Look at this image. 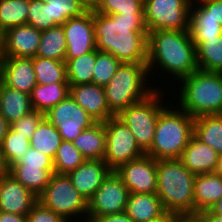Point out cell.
Masks as SVG:
<instances>
[{"label":"cell","mask_w":222,"mask_h":222,"mask_svg":"<svg viewBox=\"0 0 222 222\" xmlns=\"http://www.w3.org/2000/svg\"><path fill=\"white\" fill-rule=\"evenodd\" d=\"M96 49L121 63H147L148 32L144 13L101 14L93 10Z\"/></svg>","instance_id":"obj_1"},{"label":"cell","mask_w":222,"mask_h":222,"mask_svg":"<svg viewBox=\"0 0 222 222\" xmlns=\"http://www.w3.org/2000/svg\"><path fill=\"white\" fill-rule=\"evenodd\" d=\"M147 67L149 74L160 67L158 71L166 73L167 78L173 76L171 79L177 82L196 71V46L190 30H157L148 33Z\"/></svg>","instance_id":"obj_2"},{"label":"cell","mask_w":222,"mask_h":222,"mask_svg":"<svg viewBox=\"0 0 222 222\" xmlns=\"http://www.w3.org/2000/svg\"><path fill=\"white\" fill-rule=\"evenodd\" d=\"M157 191L168 213H195V174L190 172L180 159L156 160Z\"/></svg>","instance_id":"obj_3"},{"label":"cell","mask_w":222,"mask_h":222,"mask_svg":"<svg viewBox=\"0 0 222 222\" xmlns=\"http://www.w3.org/2000/svg\"><path fill=\"white\" fill-rule=\"evenodd\" d=\"M179 83L176 103L194 119L222 115V73L197 69Z\"/></svg>","instance_id":"obj_4"},{"label":"cell","mask_w":222,"mask_h":222,"mask_svg":"<svg viewBox=\"0 0 222 222\" xmlns=\"http://www.w3.org/2000/svg\"><path fill=\"white\" fill-rule=\"evenodd\" d=\"M171 105L161 110L152 145L146 152L155 160L179 159L194 135L195 119L182 108L178 109L177 104L175 107L171 102Z\"/></svg>","instance_id":"obj_5"},{"label":"cell","mask_w":222,"mask_h":222,"mask_svg":"<svg viewBox=\"0 0 222 222\" xmlns=\"http://www.w3.org/2000/svg\"><path fill=\"white\" fill-rule=\"evenodd\" d=\"M149 75L147 63H122L104 87L109 109L117 115L121 110L151 95L157 88L150 85Z\"/></svg>","instance_id":"obj_6"},{"label":"cell","mask_w":222,"mask_h":222,"mask_svg":"<svg viewBox=\"0 0 222 222\" xmlns=\"http://www.w3.org/2000/svg\"><path fill=\"white\" fill-rule=\"evenodd\" d=\"M163 90L157 87L151 95L128 106L116 115L129 128L137 144L145 153L152 145L158 117L166 106V103L162 102V97L165 95L162 94L165 93Z\"/></svg>","instance_id":"obj_7"},{"label":"cell","mask_w":222,"mask_h":222,"mask_svg":"<svg viewBox=\"0 0 222 222\" xmlns=\"http://www.w3.org/2000/svg\"><path fill=\"white\" fill-rule=\"evenodd\" d=\"M38 201L68 222H87L88 201L66 174L53 173Z\"/></svg>","instance_id":"obj_8"},{"label":"cell","mask_w":222,"mask_h":222,"mask_svg":"<svg viewBox=\"0 0 222 222\" xmlns=\"http://www.w3.org/2000/svg\"><path fill=\"white\" fill-rule=\"evenodd\" d=\"M193 0H145L144 22L147 32L190 30V7Z\"/></svg>","instance_id":"obj_9"},{"label":"cell","mask_w":222,"mask_h":222,"mask_svg":"<svg viewBox=\"0 0 222 222\" xmlns=\"http://www.w3.org/2000/svg\"><path fill=\"white\" fill-rule=\"evenodd\" d=\"M105 130L106 147L103 160L112 171L146 154L129 128L116 116L105 121Z\"/></svg>","instance_id":"obj_10"},{"label":"cell","mask_w":222,"mask_h":222,"mask_svg":"<svg viewBox=\"0 0 222 222\" xmlns=\"http://www.w3.org/2000/svg\"><path fill=\"white\" fill-rule=\"evenodd\" d=\"M129 194L121 177L115 171H111L88 200L87 222H94L103 215L124 212Z\"/></svg>","instance_id":"obj_11"},{"label":"cell","mask_w":222,"mask_h":222,"mask_svg":"<svg viewBox=\"0 0 222 222\" xmlns=\"http://www.w3.org/2000/svg\"><path fill=\"white\" fill-rule=\"evenodd\" d=\"M46 119L60 132L62 140L73 142L96 121L70 96L45 113Z\"/></svg>","instance_id":"obj_12"},{"label":"cell","mask_w":222,"mask_h":222,"mask_svg":"<svg viewBox=\"0 0 222 222\" xmlns=\"http://www.w3.org/2000/svg\"><path fill=\"white\" fill-rule=\"evenodd\" d=\"M66 39V57L70 60L96 50L93 10L68 19L62 25Z\"/></svg>","instance_id":"obj_13"},{"label":"cell","mask_w":222,"mask_h":222,"mask_svg":"<svg viewBox=\"0 0 222 222\" xmlns=\"http://www.w3.org/2000/svg\"><path fill=\"white\" fill-rule=\"evenodd\" d=\"M115 172L121 177L129 193H154L157 191L156 160L144 155L121 165Z\"/></svg>","instance_id":"obj_14"},{"label":"cell","mask_w":222,"mask_h":222,"mask_svg":"<svg viewBox=\"0 0 222 222\" xmlns=\"http://www.w3.org/2000/svg\"><path fill=\"white\" fill-rule=\"evenodd\" d=\"M42 31L29 24L14 26L0 35V57H35Z\"/></svg>","instance_id":"obj_15"},{"label":"cell","mask_w":222,"mask_h":222,"mask_svg":"<svg viewBox=\"0 0 222 222\" xmlns=\"http://www.w3.org/2000/svg\"><path fill=\"white\" fill-rule=\"evenodd\" d=\"M0 80L6 86L30 95L36 86L33 57H0Z\"/></svg>","instance_id":"obj_16"},{"label":"cell","mask_w":222,"mask_h":222,"mask_svg":"<svg viewBox=\"0 0 222 222\" xmlns=\"http://www.w3.org/2000/svg\"><path fill=\"white\" fill-rule=\"evenodd\" d=\"M37 201L38 197L10 174L0 179V211L27 215Z\"/></svg>","instance_id":"obj_17"},{"label":"cell","mask_w":222,"mask_h":222,"mask_svg":"<svg viewBox=\"0 0 222 222\" xmlns=\"http://www.w3.org/2000/svg\"><path fill=\"white\" fill-rule=\"evenodd\" d=\"M70 96L96 122H105L116 116L107 104L105 89L94 83L70 86Z\"/></svg>","instance_id":"obj_18"},{"label":"cell","mask_w":222,"mask_h":222,"mask_svg":"<svg viewBox=\"0 0 222 222\" xmlns=\"http://www.w3.org/2000/svg\"><path fill=\"white\" fill-rule=\"evenodd\" d=\"M111 171L104 160H85L67 175L74 188L88 201Z\"/></svg>","instance_id":"obj_19"},{"label":"cell","mask_w":222,"mask_h":222,"mask_svg":"<svg viewBox=\"0 0 222 222\" xmlns=\"http://www.w3.org/2000/svg\"><path fill=\"white\" fill-rule=\"evenodd\" d=\"M219 154L194 135L179 158L183 165L193 174H206L215 171Z\"/></svg>","instance_id":"obj_20"},{"label":"cell","mask_w":222,"mask_h":222,"mask_svg":"<svg viewBox=\"0 0 222 222\" xmlns=\"http://www.w3.org/2000/svg\"><path fill=\"white\" fill-rule=\"evenodd\" d=\"M125 212L134 222H146L163 216L166 210L154 193H130Z\"/></svg>","instance_id":"obj_21"},{"label":"cell","mask_w":222,"mask_h":222,"mask_svg":"<svg viewBox=\"0 0 222 222\" xmlns=\"http://www.w3.org/2000/svg\"><path fill=\"white\" fill-rule=\"evenodd\" d=\"M222 198V178L216 173L198 174L194 183L195 213L209 210Z\"/></svg>","instance_id":"obj_22"},{"label":"cell","mask_w":222,"mask_h":222,"mask_svg":"<svg viewBox=\"0 0 222 222\" xmlns=\"http://www.w3.org/2000/svg\"><path fill=\"white\" fill-rule=\"evenodd\" d=\"M32 110L29 94L6 86L0 80V114L10 125Z\"/></svg>","instance_id":"obj_23"},{"label":"cell","mask_w":222,"mask_h":222,"mask_svg":"<svg viewBox=\"0 0 222 222\" xmlns=\"http://www.w3.org/2000/svg\"><path fill=\"white\" fill-rule=\"evenodd\" d=\"M86 160H103L106 147L105 122H96L73 141Z\"/></svg>","instance_id":"obj_24"},{"label":"cell","mask_w":222,"mask_h":222,"mask_svg":"<svg viewBox=\"0 0 222 222\" xmlns=\"http://www.w3.org/2000/svg\"><path fill=\"white\" fill-rule=\"evenodd\" d=\"M69 94V83L36 84L30 93L32 109L45 114Z\"/></svg>","instance_id":"obj_25"},{"label":"cell","mask_w":222,"mask_h":222,"mask_svg":"<svg viewBox=\"0 0 222 222\" xmlns=\"http://www.w3.org/2000/svg\"><path fill=\"white\" fill-rule=\"evenodd\" d=\"M198 69L222 73V35L207 40H193Z\"/></svg>","instance_id":"obj_26"},{"label":"cell","mask_w":222,"mask_h":222,"mask_svg":"<svg viewBox=\"0 0 222 222\" xmlns=\"http://www.w3.org/2000/svg\"><path fill=\"white\" fill-rule=\"evenodd\" d=\"M53 173L54 169H40L26 165H13L9 169V174L37 197L44 192Z\"/></svg>","instance_id":"obj_27"},{"label":"cell","mask_w":222,"mask_h":222,"mask_svg":"<svg viewBox=\"0 0 222 222\" xmlns=\"http://www.w3.org/2000/svg\"><path fill=\"white\" fill-rule=\"evenodd\" d=\"M194 136L222 155V115H202L195 118Z\"/></svg>","instance_id":"obj_28"},{"label":"cell","mask_w":222,"mask_h":222,"mask_svg":"<svg viewBox=\"0 0 222 222\" xmlns=\"http://www.w3.org/2000/svg\"><path fill=\"white\" fill-rule=\"evenodd\" d=\"M29 141L31 148L54 159L62 137L56 127L44 117Z\"/></svg>","instance_id":"obj_29"},{"label":"cell","mask_w":222,"mask_h":222,"mask_svg":"<svg viewBox=\"0 0 222 222\" xmlns=\"http://www.w3.org/2000/svg\"><path fill=\"white\" fill-rule=\"evenodd\" d=\"M190 32L192 40H207L222 35V25L213 18H205V10L193 0L190 7Z\"/></svg>","instance_id":"obj_30"},{"label":"cell","mask_w":222,"mask_h":222,"mask_svg":"<svg viewBox=\"0 0 222 222\" xmlns=\"http://www.w3.org/2000/svg\"><path fill=\"white\" fill-rule=\"evenodd\" d=\"M36 56L65 61L66 39L62 25L42 31L41 41Z\"/></svg>","instance_id":"obj_31"},{"label":"cell","mask_w":222,"mask_h":222,"mask_svg":"<svg viewBox=\"0 0 222 222\" xmlns=\"http://www.w3.org/2000/svg\"><path fill=\"white\" fill-rule=\"evenodd\" d=\"M36 84L68 83L66 63L55 59L33 57Z\"/></svg>","instance_id":"obj_32"},{"label":"cell","mask_w":222,"mask_h":222,"mask_svg":"<svg viewBox=\"0 0 222 222\" xmlns=\"http://www.w3.org/2000/svg\"><path fill=\"white\" fill-rule=\"evenodd\" d=\"M96 50L65 60L69 86L93 83Z\"/></svg>","instance_id":"obj_33"},{"label":"cell","mask_w":222,"mask_h":222,"mask_svg":"<svg viewBox=\"0 0 222 222\" xmlns=\"http://www.w3.org/2000/svg\"><path fill=\"white\" fill-rule=\"evenodd\" d=\"M29 0H0V35L14 26L27 24Z\"/></svg>","instance_id":"obj_34"},{"label":"cell","mask_w":222,"mask_h":222,"mask_svg":"<svg viewBox=\"0 0 222 222\" xmlns=\"http://www.w3.org/2000/svg\"><path fill=\"white\" fill-rule=\"evenodd\" d=\"M48 4L49 21L54 27L63 25L68 19L78 17L87 12L81 0H42Z\"/></svg>","instance_id":"obj_35"},{"label":"cell","mask_w":222,"mask_h":222,"mask_svg":"<svg viewBox=\"0 0 222 222\" xmlns=\"http://www.w3.org/2000/svg\"><path fill=\"white\" fill-rule=\"evenodd\" d=\"M86 159L74 146L73 142L62 140L53 159L54 172L56 174H68L75 170Z\"/></svg>","instance_id":"obj_36"},{"label":"cell","mask_w":222,"mask_h":222,"mask_svg":"<svg viewBox=\"0 0 222 222\" xmlns=\"http://www.w3.org/2000/svg\"><path fill=\"white\" fill-rule=\"evenodd\" d=\"M1 148L10 169L23 159L30 148V141L10 127L3 139Z\"/></svg>","instance_id":"obj_37"},{"label":"cell","mask_w":222,"mask_h":222,"mask_svg":"<svg viewBox=\"0 0 222 222\" xmlns=\"http://www.w3.org/2000/svg\"><path fill=\"white\" fill-rule=\"evenodd\" d=\"M122 63L111 53L96 49V60L93 69V83L105 87L117 72Z\"/></svg>","instance_id":"obj_38"},{"label":"cell","mask_w":222,"mask_h":222,"mask_svg":"<svg viewBox=\"0 0 222 222\" xmlns=\"http://www.w3.org/2000/svg\"><path fill=\"white\" fill-rule=\"evenodd\" d=\"M94 11L107 15L144 13V4L139 0H102Z\"/></svg>","instance_id":"obj_39"},{"label":"cell","mask_w":222,"mask_h":222,"mask_svg":"<svg viewBox=\"0 0 222 222\" xmlns=\"http://www.w3.org/2000/svg\"><path fill=\"white\" fill-rule=\"evenodd\" d=\"M27 24L38 30L54 27V21H49L48 4L42 0H29Z\"/></svg>","instance_id":"obj_40"},{"label":"cell","mask_w":222,"mask_h":222,"mask_svg":"<svg viewBox=\"0 0 222 222\" xmlns=\"http://www.w3.org/2000/svg\"><path fill=\"white\" fill-rule=\"evenodd\" d=\"M44 117V113L32 110L19 120L11 124L10 127L17 133H20L27 139H30L32 134L37 129L38 124Z\"/></svg>","instance_id":"obj_41"},{"label":"cell","mask_w":222,"mask_h":222,"mask_svg":"<svg viewBox=\"0 0 222 222\" xmlns=\"http://www.w3.org/2000/svg\"><path fill=\"white\" fill-rule=\"evenodd\" d=\"M27 222H68L41 202L37 201L27 214Z\"/></svg>","instance_id":"obj_42"},{"label":"cell","mask_w":222,"mask_h":222,"mask_svg":"<svg viewBox=\"0 0 222 222\" xmlns=\"http://www.w3.org/2000/svg\"><path fill=\"white\" fill-rule=\"evenodd\" d=\"M14 165L39 167L40 169H54L53 159L33 148H29L23 159Z\"/></svg>","instance_id":"obj_43"},{"label":"cell","mask_w":222,"mask_h":222,"mask_svg":"<svg viewBox=\"0 0 222 222\" xmlns=\"http://www.w3.org/2000/svg\"><path fill=\"white\" fill-rule=\"evenodd\" d=\"M195 1L205 10V18H213L222 25V0Z\"/></svg>","instance_id":"obj_44"},{"label":"cell","mask_w":222,"mask_h":222,"mask_svg":"<svg viewBox=\"0 0 222 222\" xmlns=\"http://www.w3.org/2000/svg\"><path fill=\"white\" fill-rule=\"evenodd\" d=\"M94 222H134L127 213L121 212L116 214H107L98 217Z\"/></svg>","instance_id":"obj_45"},{"label":"cell","mask_w":222,"mask_h":222,"mask_svg":"<svg viewBox=\"0 0 222 222\" xmlns=\"http://www.w3.org/2000/svg\"><path fill=\"white\" fill-rule=\"evenodd\" d=\"M175 222H205L204 217L198 213L175 214Z\"/></svg>","instance_id":"obj_46"},{"label":"cell","mask_w":222,"mask_h":222,"mask_svg":"<svg viewBox=\"0 0 222 222\" xmlns=\"http://www.w3.org/2000/svg\"><path fill=\"white\" fill-rule=\"evenodd\" d=\"M0 222H27V215L10 214L0 211Z\"/></svg>","instance_id":"obj_47"},{"label":"cell","mask_w":222,"mask_h":222,"mask_svg":"<svg viewBox=\"0 0 222 222\" xmlns=\"http://www.w3.org/2000/svg\"><path fill=\"white\" fill-rule=\"evenodd\" d=\"M9 174V166L0 145V179Z\"/></svg>","instance_id":"obj_48"},{"label":"cell","mask_w":222,"mask_h":222,"mask_svg":"<svg viewBox=\"0 0 222 222\" xmlns=\"http://www.w3.org/2000/svg\"><path fill=\"white\" fill-rule=\"evenodd\" d=\"M9 128H10V124L0 114V145L2 144L4 137L7 135Z\"/></svg>","instance_id":"obj_49"},{"label":"cell","mask_w":222,"mask_h":222,"mask_svg":"<svg viewBox=\"0 0 222 222\" xmlns=\"http://www.w3.org/2000/svg\"><path fill=\"white\" fill-rule=\"evenodd\" d=\"M203 217L205 222H222V217L211 213L209 210H204L199 212Z\"/></svg>","instance_id":"obj_50"},{"label":"cell","mask_w":222,"mask_h":222,"mask_svg":"<svg viewBox=\"0 0 222 222\" xmlns=\"http://www.w3.org/2000/svg\"><path fill=\"white\" fill-rule=\"evenodd\" d=\"M146 222H175V214L166 212L163 216Z\"/></svg>","instance_id":"obj_51"},{"label":"cell","mask_w":222,"mask_h":222,"mask_svg":"<svg viewBox=\"0 0 222 222\" xmlns=\"http://www.w3.org/2000/svg\"><path fill=\"white\" fill-rule=\"evenodd\" d=\"M82 4L87 8V10H95L102 0H81Z\"/></svg>","instance_id":"obj_52"},{"label":"cell","mask_w":222,"mask_h":222,"mask_svg":"<svg viewBox=\"0 0 222 222\" xmlns=\"http://www.w3.org/2000/svg\"><path fill=\"white\" fill-rule=\"evenodd\" d=\"M209 211L215 215L222 217V198L217 201L210 209Z\"/></svg>","instance_id":"obj_53"},{"label":"cell","mask_w":222,"mask_h":222,"mask_svg":"<svg viewBox=\"0 0 222 222\" xmlns=\"http://www.w3.org/2000/svg\"><path fill=\"white\" fill-rule=\"evenodd\" d=\"M214 173H216L222 178V155H219Z\"/></svg>","instance_id":"obj_54"}]
</instances>
